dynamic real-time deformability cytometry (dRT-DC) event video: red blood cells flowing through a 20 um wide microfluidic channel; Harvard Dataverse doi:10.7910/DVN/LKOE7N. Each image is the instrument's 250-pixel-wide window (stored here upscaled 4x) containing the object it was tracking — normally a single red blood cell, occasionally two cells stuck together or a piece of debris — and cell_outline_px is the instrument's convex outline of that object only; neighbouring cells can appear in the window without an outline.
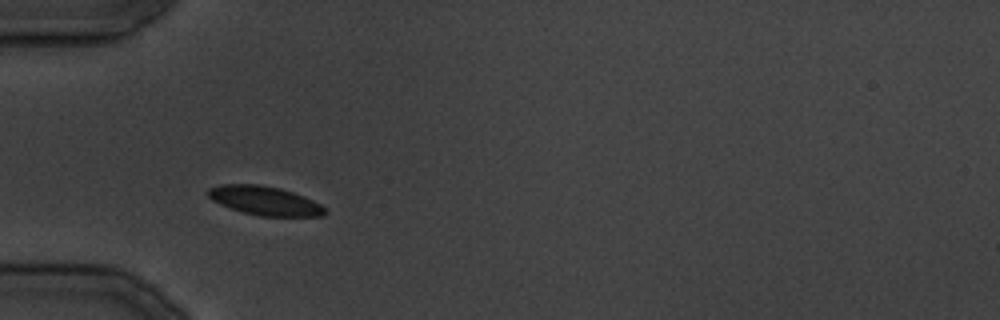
{"species": "common noctule bat (a hibernating species)", "species_latin": "Nyctalus noctula", "temperature_condition": "cold", "stored_images_in_passage": 26, "camera_frame_rate_fps": 3000, "um_per_image_px": 0.085, "animal": {"sex": "male", "body_mass_g": 19.5, "forearm_length_mm": 54.6}, "frame": {"image": 1, "passage_image": 4, "time_ms": 3.667, "image_size_px": [1000, 320], "cell_outline_px": [[328, 212], [324, 216], [260, 216], [244, 212], [220, 204], [212, 200], [204, 192], [208, 188], [220, 184], [260, 184], [280, 188], [304, 196], [320, 204]], "centroid_in_image_um": [22.48, 17.05], "position_along_channel_um": 62.5, "area_um2": 19.77}}
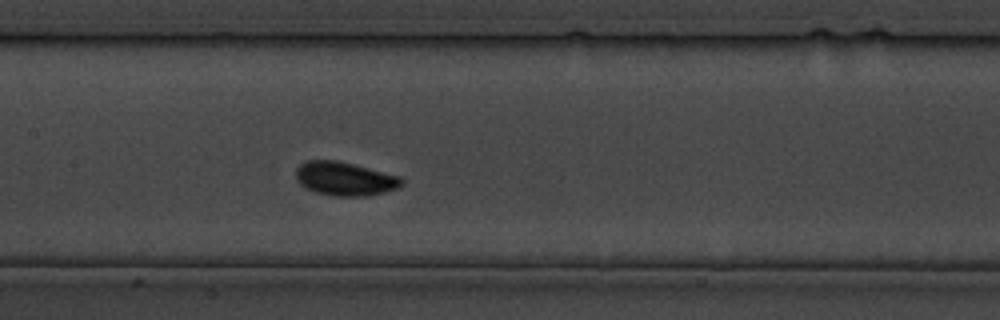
{"frame": {"image": 2, "passage_image": 10, "time_ms": 11.333, "image_size_px": [1000, 320], "cell_outline_px": [[404, 184], [396, 188], [384, 192], [368, 196], [332, 196], [316, 192], [300, 184], [296, 180], [296, 168], [300, 164], [308, 160], [336, 160], [400, 176], [404, 180]], "centroid_in_image_um": [29.31, 15.2], "position_along_channel_um": 178.1, "area_um2": 20.69}}
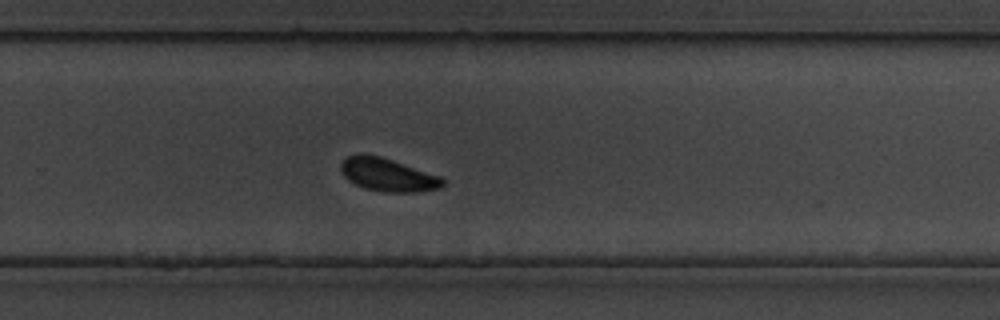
{"frame": {"image": 3, "passage_image": 16, "time_ms": 19.0, "image_size_px": [1000, 320], "cell_outline_px": [[444, 184], [440, 188], [416, 192], [388, 192], [364, 188], [348, 180], [344, 176], [340, 168], [340, 164], [344, 156], [360, 152], [380, 156], [440, 176], [444, 180]], "centroid_in_image_um": [32.9, 14.83], "position_along_channel_um": 296.9, "area_um2": 19.71}}